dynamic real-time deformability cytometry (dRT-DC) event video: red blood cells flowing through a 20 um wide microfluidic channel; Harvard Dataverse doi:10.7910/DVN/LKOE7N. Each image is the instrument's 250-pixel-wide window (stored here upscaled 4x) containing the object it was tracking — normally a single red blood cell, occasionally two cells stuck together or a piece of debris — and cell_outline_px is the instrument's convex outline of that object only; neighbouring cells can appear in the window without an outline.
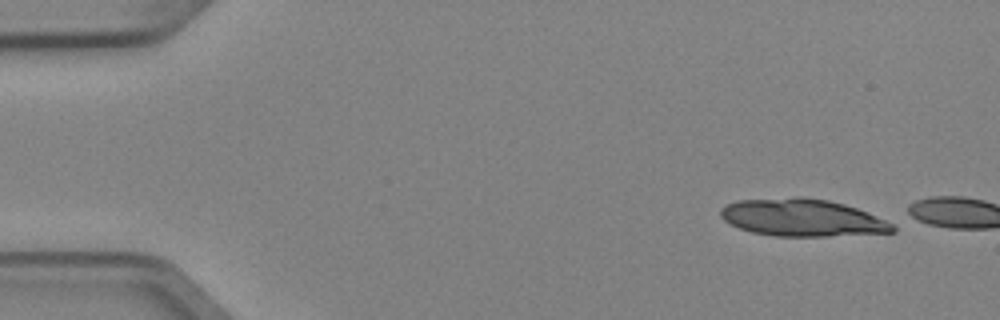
{"species": "Egyptian fruit bat (a non-hibernating species)", "species_latin": "Rousettus aegyptiacus", "temperature_condition": "cold", "stored_images_in_passage": 3, "camera_frame_rate_fps": 3000, "um_per_image_px": 0.085, "animal": {"sex": "female"}, "frame": {"image": 1, "passage_image": 3, "time_ms": 0.667, "image_size_px": [1000, 320], "cell_outline_px": [[896, 232], [828, 236], [776, 236], [752, 232], [740, 228], [724, 220], [720, 216], [720, 208], [724, 204], [736, 200], [796, 196], [800, 196], [828, 200], [844, 204], [856, 208], [884, 220], [892, 224], [896, 228]], "centroid_in_image_um": [68.14, 18.49], "position_along_channel_um": 16.9, "area_um2": 37.45}}